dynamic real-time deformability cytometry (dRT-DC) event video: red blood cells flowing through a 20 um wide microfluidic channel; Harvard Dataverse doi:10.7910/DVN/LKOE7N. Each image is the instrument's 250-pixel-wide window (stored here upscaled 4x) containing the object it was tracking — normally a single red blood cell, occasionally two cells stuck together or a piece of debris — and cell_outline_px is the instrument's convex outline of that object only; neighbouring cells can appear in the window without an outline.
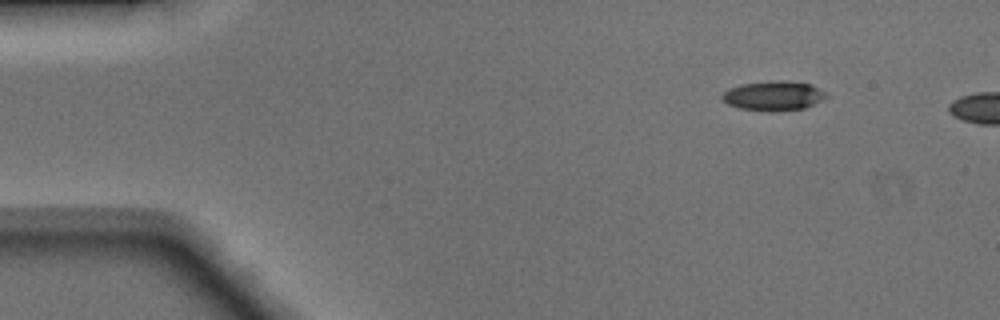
{"species": "Egyptian fruit bat (a non-hibernating species)", "species_latin": "Rousettus aegyptiacus", "temperature_condition": "warm", "stored_images_in_passage": 26, "camera_frame_rate_fps": 3000, "um_per_image_px": 0.085, "animal": {"sex": "male"}, "frame": {"image": 1, "passage_image": 1, "time_ms": 0.0, "image_size_px": [1000, 320], "cell_outline_px": [[828, 96], [804, 108], [772, 112], [768, 112], [740, 108], [728, 104], [720, 96], [728, 88], [740, 84], [776, 80], [784, 80], [812, 84], [828, 92]], "centroid_in_image_um": [65.75, 8.13], "position_along_channel_um": 19.2, "area_um2": 18.09}}
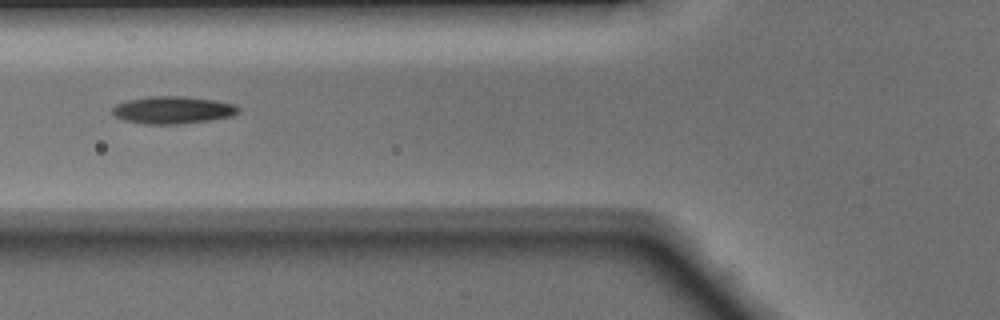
{"frame": {"image": 2, "passage_image": 14, "time_ms": 4.333, "image_size_px": [1000, 320], "cell_outline_px": [[240, 112], [232, 116], [208, 120], [180, 124], [144, 124], [124, 120], [116, 116], [112, 112], [112, 108], [116, 104], [128, 100], [152, 96], [184, 96], [216, 100], [236, 104], [240, 108]], "centroid_in_image_um": [14.72, 9.35], "position_along_channel_um": 111.1, "area_um2": 20.17}}
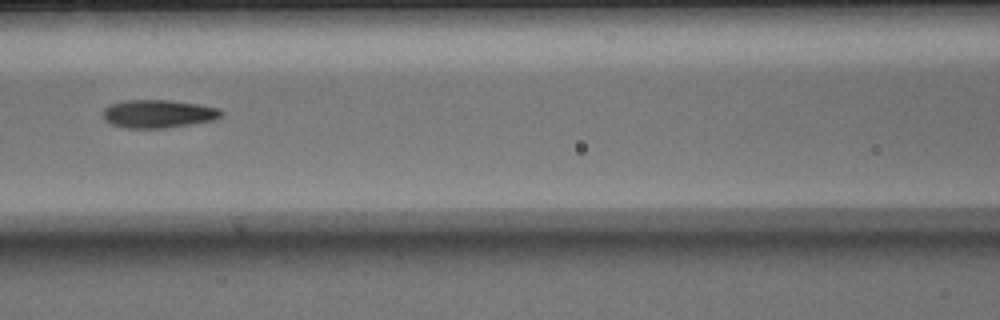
{"frame": {"image": 3, "passage_image": 17, "time_ms": 5.333, "image_size_px": [1000, 320], "cell_outline_px": [[224, 116], [216, 120], [168, 128], [124, 128], [112, 124], [104, 120], [104, 108], [108, 104], [124, 100], [168, 100], [196, 104], [220, 108], [224, 112]], "centroid_in_image_um": [13.48, 9.68], "position_along_channel_um": 153.1, "area_um2": 19.65}}